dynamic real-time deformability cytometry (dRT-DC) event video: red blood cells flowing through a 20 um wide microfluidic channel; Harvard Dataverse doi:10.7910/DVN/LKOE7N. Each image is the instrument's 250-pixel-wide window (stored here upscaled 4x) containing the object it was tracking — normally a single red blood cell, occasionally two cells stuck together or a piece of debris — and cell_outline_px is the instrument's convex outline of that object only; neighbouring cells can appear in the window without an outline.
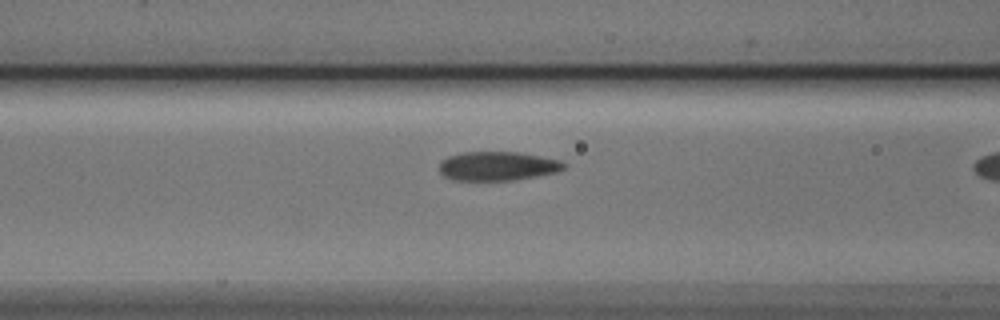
{"species": "Egyptian fruit bat (a non-hibernating species)", "species_latin": "Rousettus aegyptiacus", "temperature_condition": "cold", "stored_images_in_passage": 20, "camera_frame_rate_fps": 3000, "um_per_image_px": 0.085, "animal": {"sex": "male"}, "frame": {"image": 1, "passage_image": 19, "time_ms": 6.0, "image_size_px": [1000, 320], "cell_outline_px": [[568, 164], [564, 168], [556, 172], [536, 176], [512, 180], [452, 180], [444, 176], [440, 172], [440, 160], [448, 156], [464, 152], [516, 152], [560, 160]], "centroid_in_image_um": [42.27, 14.11], "position_along_channel_um": 124.3, "area_um2": 20.98}}